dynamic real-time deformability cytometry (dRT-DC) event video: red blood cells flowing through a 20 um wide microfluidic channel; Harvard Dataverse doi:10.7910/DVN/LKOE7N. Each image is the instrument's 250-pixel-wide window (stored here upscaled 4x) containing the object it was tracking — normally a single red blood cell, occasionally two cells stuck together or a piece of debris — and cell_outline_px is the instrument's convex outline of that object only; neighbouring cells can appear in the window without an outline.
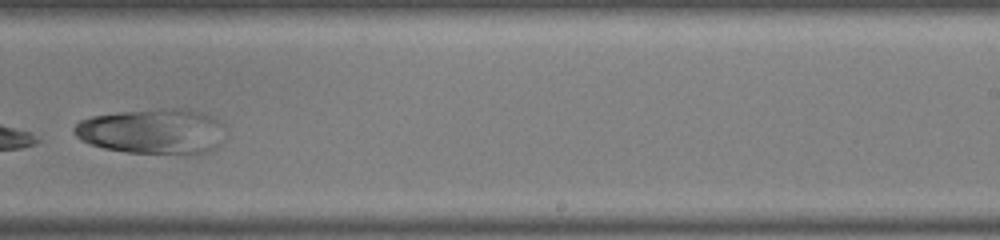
{"species": "common noctule bat (a hibernating species)", "species_latin": "Nyctalus noctula", "temperature_condition": "warm", "stored_images_in_passage": 28, "camera_frame_rate_fps": 3000, "um_per_image_px": 0.085, "animal": {"sex": "male", "body_mass_g": 19.0, "forearm_length_mm": 50.8}, "frame": {"image": 1, "passage_image": 17, "time_ms": 5.333, "image_size_px": [1000, 240], "cell_outline_px": [[228, 136], [216, 148], [208, 152], [184, 156], [124, 152], [104, 148], [80, 140], [72, 132], [72, 128], [80, 120], [92, 116], [120, 112], [160, 108], [188, 108], [204, 112], [220, 120], [224, 124]], "centroid_in_image_um": [13.08, 11.18], "position_along_channel_um": 275.9, "area_um2": 41.44}}